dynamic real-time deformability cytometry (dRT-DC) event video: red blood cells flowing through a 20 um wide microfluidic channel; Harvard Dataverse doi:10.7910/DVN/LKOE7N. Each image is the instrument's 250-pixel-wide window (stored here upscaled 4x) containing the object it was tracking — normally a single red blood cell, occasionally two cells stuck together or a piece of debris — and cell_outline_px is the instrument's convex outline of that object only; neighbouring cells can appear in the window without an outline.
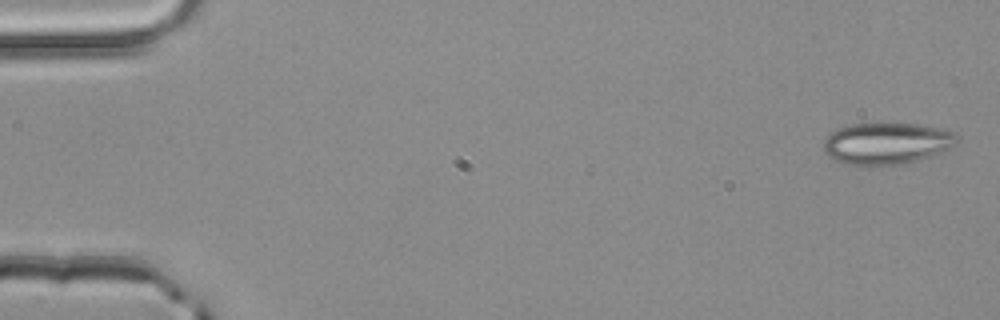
{"species": "common noctule bat (a hibernating species)", "species_latin": "Nyctalus noctula", "temperature_condition": "room temperature", "stored_images_in_passage": 4, "camera_frame_rate_fps": 3000, "um_per_image_px": 0.085, "animal": {"sex": "male", "body_mass_g": 20.4}, "frame": {"image": 1, "passage_image": 1, "time_ms": 0.0, "image_size_px": [1000, 320], "cell_outline_px": [[960, 140], [952, 148], [916, 160], [896, 164], [872, 168], [860, 168], [836, 160], [828, 156], [824, 148], [824, 136], [828, 132], [840, 128], [856, 124], [916, 124], [940, 128], [952, 132]], "centroid_in_image_um": [75.32, 12.22], "position_along_channel_um": 9.7, "area_um2": 32.66}}